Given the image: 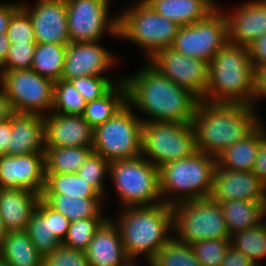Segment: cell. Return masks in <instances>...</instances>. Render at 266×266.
<instances>
[{
  "mask_svg": "<svg viewBox=\"0 0 266 266\" xmlns=\"http://www.w3.org/2000/svg\"><path fill=\"white\" fill-rule=\"evenodd\" d=\"M42 194H63L72 198H102L103 195L90 182L77 173H45Z\"/></svg>",
  "mask_w": 266,
  "mask_h": 266,
  "instance_id": "cell-31",
  "label": "cell"
},
{
  "mask_svg": "<svg viewBox=\"0 0 266 266\" xmlns=\"http://www.w3.org/2000/svg\"><path fill=\"white\" fill-rule=\"evenodd\" d=\"M142 156L152 164H164L190 157L196 150L192 123L142 121Z\"/></svg>",
  "mask_w": 266,
  "mask_h": 266,
  "instance_id": "cell-10",
  "label": "cell"
},
{
  "mask_svg": "<svg viewBox=\"0 0 266 266\" xmlns=\"http://www.w3.org/2000/svg\"><path fill=\"white\" fill-rule=\"evenodd\" d=\"M45 153L0 155V188L27 189L42 194Z\"/></svg>",
  "mask_w": 266,
  "mask_h": 266,
  "instance_id": "cell-15",
  "label": "cell"
},
{
  "mask_svg": "<svg viewBox=\"0 0 266 266\" xmlns=\"http://www.w3.org/2000/svg\"><path fill=\"white\" fill-rule=\"evenodd\" d=\"M266 96V65L254 69V94L253 98Z\"/></svg>",
  "mask_w": 266,
  "mask_h": 266,
  "instance_id": "cell-49",
  "label": "cell"
},
{
  "mask_svg": "<svg viewBox=\"0 0 266 266\" xmlns=\"http://www.w3.org/2000/svg\"><path fill=\"white\" fill-rule=\"evenodd\" d=\"M0 266H8L6 263L0 261Z\"/></svg>",
  "mask_w": 266,
  "mask_h": 266,
  "instance_id": "cell-55",
  "label": "cell"
},
{
  "mask_svg": "<svg viewBox=\"0 0 266 266\" xmlns=\"http://www.w3.org/2000/svg\"><path fill=\"white\" fill-rule=\"evenodd\" d=\"M33 8L21 4L28 13L37 43L69 45L66 0H38Z\"/></svg>",
  "mask_w": 266,
  "mask_h": 266,
  "instance_id": "cell-16",
  "label": "cell"
},
{
  "mask_svg": "<svg viewBox=\"0 0 266 266\" xmlns=\"http://www.w3.org/2000/svg\"><path fill=\"white\" fill-rule=\"evenodd\" d=\"M141 72L123 78L127 103L152 119L142 121L192 123L199 99L162 75L150 63Z\"/></svg>",
  "mask_w": 266,
  "mask_h": 266,
  "instance_id": "cell-1",
  "label": "cell"
},
{
  "mask_svg": "<svg viewBox=\"0 0 266 266\" xmlns=\"http://www.w3.org/2000/svg\"><path fill=\"white\" fill-rule=\"evenodd\" d=\"M109 174L124 208L153 206L163 202L159 199V168L144 156L111 162Z\"/></svg>",
  "mask_w": 266,
  "mask_h": 266,
  "instance_id": "cell-8",
  "label": "cell"
},
{
  "mask_svg": "<svg viewBox=\"0 0 266 266\" xmlns=\"http://www.w3.org/2000/svg\"><path fill=\"white\" fill-rule=\"evenodd\" d=\"M12 131V117L0 122V155H8V146Z\"/></svg>",
  "mask_w": 266,
  "mask_h": 266,
  "instance_id": "cell-50",
  "label": "cell"
},
{
  "mask_svg": "<svg viewBox=\"0 0 266 266\" xmlns=\"http://www.w3.org/2000/svg\"><path fill=\"white\" fill-rule=\"evenodd\" d=\"M220 266H256L243 252L235 249L231 245L227 249Z\"/></svg>",
  "mask_w": 266,
  "mask_h": 266,
  "instance_id": "cell-46",
  "label": "cell"
},
{
  "mask_svg": "<svg viewBox=\"0 0 266 266\" xmlns=\"http://www.w3.org/2000/svg\"><path fill=\"white\" fill-rule=\"evenodd\" d=\"M110 162L101 155L92 152L77 171L78 176L90 182L101 194L104 192L103 178L109 172ZM103 185V186H102Z\"/></svg>",
  "mask_w": 266,
  "mask_h": 266,
  "instance_id": "cell-39",
  "label": "cell"
},
{
  "mask_svg": "<svg viewBox=\"0 0 266 266\" xmlns=\"http://www.w3.org/2000/svg\"><path fill=\"white\" fill-rule=\"evenodd\" d=\"M21 7V4L0 3V35L7 33L12 15Z\"/></svg>",
  "mask_w": 266,
  "mask_h": 266,
  "instance_id": "cell-48",
  "label": "cell"
},
{
  "mask_svg": "<svg viewBox=\"0 0 266 266\" xmlns=\"http://www.w3.org/2000/svg\"><path fill=\"white\" fill-rule=\"evenodd\" d=\"M112 54L98 42L70 43L65 56L62 80L82 76H102L113 64Z\"/></svg>",
  "mask_w": 266,
  "mask_h": 266,
  "instance_id": "cell-18",
  "label": "cell"
},
{
  "mask_svg": "<svg viewBox=\"0 0 266 266\" xmlns=\"http://www.w3.org/2000/svg\"><path fill=\"white\" fill-rule=\"evenodd\" d=\"M51 113L44 116L46 147L93 146L94 129L82 115Z\"/></svg>",
  "mask_w": 266,
  "mask_h": 266,
  "instance_id": "cell-19",
  "label": "cell"
},
{
  "mask_svg": "<svg viewBox=\"0 0 266 266\" xmlns=\"http://www.w3.org/2000/svg\"><path fill=\"white\" fill-rule=\"evenodd\" d=\"M225 16L231 44L248 47L266 33V0L250 1Z\"/></svg>",
  "mask_w": 266,
  "mask_h": 266,
  "instance_id": "cell-20",
  "label": "cell"
},
{
  "mask_svg": "<svg viewBox=\"0 0 266 266\" xmlns=\"http://www.w3.org/2000/svg\"><path fill=\"white\" fill-rule=\"evenodd\" d=\"M37 43L11 44L3 70L31 69Z\"/></svg>",
  "mask_w": 266,
  "mask_h": 266,
  "instance_id": "cell-43",
  "label": "cell"
},
{
  "mask_svg": "<svg viewBox=\"0 0 266 266\" xmlns=\"http://www.w3.org/2000/svg\"><path fill=\"white\" fill-rule=\"evenodd\" d=\"M230 239H205L191 244L194 256L202 266H220Z\"/></svg>",
  "mask_w": 266,
  "mask_h": 266,
  "instance_id": "cell-38",
  "label": "cell"
},
{
  "mask_svg": "<svg viewBox=\"0 0 266 266\" xmlns=\"http://www.w3.org/2000/svg\"><path fill=\"white\" fill-rule=\"evenodd\" d=\"M107 218H85L70 222V226L62 245L85 251L93 236Z\"/></svg>",
  "mask_w": 266,
  "mask_h": 266,
  "instance_id": "cell-37",
  "label": "cell"
},
{
  "mask_svg": "<svg viewBox=\"0 0 266 266\" xmlns=\"http://www.w3.org/2000/svg\"><path fill=\"white\" fill-rule=\"evenodd\" d=\"M180 26L155 12L144 0L118 16V37L141 46L150 59L157 51L171 48Z\"/></svg>",
  "mask_w": 266,
  "mask_h": 266,
  "instance_id": "cell-7",
  "label": "cell"
},
{
  "mask_svg": "<svg viewBox=\"0 0 266 266\" xmlns=\"http://www.w3.org/2000/svg\"><path fill=\"white\" fill-rule=\"evenodd\" d=\"M116 86L101 98L87 102L82 116L93 129L112 118L127 104V89L123 79Z\"/></svg>",
  "mask_w": 266,
  "mask_h": 266,
  "instance_id": "cell-29",
  "label": "cell"
},
{
  "mask_svg": "<svg viewBox=\"0 0 266 266\" xmlns=\"http://www.w3.org/2000/svg\"><path fill=\"white\" fill-rule=\"evenodd\" d=\"M132 260H133L132 258H129L127 263H126V266H134L135 263ZM147 261L149 262L150 266H157L156 262L152 258L147 259Z\"/></svg>",
  "mask_w": 266,
  "mask_h": 266,
  "instance_id": "cell-54",
  "label": "cell"
},
{
  "mask_svg": "<svg viewBox=\"0 0 266 266\" xmlns=\"http://www.w3.org/2000/svg\"><path fill=\"white\" fill-rule=\"evenodd\" d=\"M142 123L127 103L112 118L94 129L93 152L110 163L141 156Z\"/></svg>",
  "mask_w": 266,
  "mask_h": 266,
  "instance_id": "cell-9",
  "label": "cell"
},
{
  "mask_svg": "<svg viewBox=\"0 0 266 266\" xmlns=\"http://www.w3.org/2000/svg\"><path fill=\"white\" fill-rule=\"evenodd\" d=\"M230 245L243 252L256 266H259V260L266 258V223L262 222L254 228L232 234Z\"/></svg>",
  "mask_w": 266,
  "mask_h": 266,
  "instance_id": "cell-34",
  "label": "cell"
},
{
  "mask_svg": "<svg viewBox=\"0 0 266 266\" xmlns=\"http://www.w3.org/2000/svg\"><path fill=\"white\" fill-rule=\"evenodd\" d=\"M7 233H8V230L6 229V227L2 221V218L0 216V246H1L4 238L6 237Z\"/></svg>",
  "mask_w": 266,
  "mask_h": 266,
  "instance_id": "cell-53",
  "label": "cell"
},
{
  "mask_svg": "<svg viewBox=\"0 0 266 266\" xmlns=\"http://www.w3.org/2000/svg\"><path fill=\"white\" fill-rule=\"evenodd\" d=\"M261 126L259 124L245 138L224 149L216 157L217 167L234 171H253L260 142L266 136Z\"/></svg>",
  "mask_w": 266,
  "mask_h": 266,
  "instance_id": "cell-25",
  "label": "cell"
},
{
  "mask_svg": "<svg viewBox=\"0 0 266 266\" xmlns=\"http://www.w3.org/2000/svg\"><path fill=\"white\" fill-rule=\"evenodd\" d=\"M227 43V19L217 7L205 19L180 26L171 48L180 54L210 63Z\"/></svg>",
  "mask_w": 266,
  "mask_h": 266,
  "instance_id": "cell-12",
  "label": "cell"
},
{
  "mask_svg": "<svg viewBox=\"0 0 266 266\" xmlns=\"http://www.w3.org/2000/svg\"><path fill=\"white\" fill-rule=\"evenodd\" d=\"M155 12L179 26L205 19L217 6L214 0H144Z\"/></svg>",
  "mask_w": 266,
  "mask_h": 266,
  "instance_id": "cell-24",
  "label": "cell"
},
{
  "mask_svg": "<svg viewBox=\"0 0 266 266\" xmlns=\"http://www.w3.org/2000/svg\"><path fill=\"white\" fill-rule=\"evenodd\" d=\"M70 82L86 102L101 98L114 86V83L103 76H82L71 79Z\"/></svg>",
  "mask_w": 266,
  "mask_h": 266,
  "instance_id": "cell-41",
  "label": "cell"
},
{
  "mask_svg": "<svg viewBox=\"0 0 266 266\" xmlns=\"http://www.w3.org/2000/svg\"><path fill=\"white\" fill-rule=\"evenodd\" d=\"M71 43L99 42L106 31L118 37V15L109 17V0H66ZM111 19V20H110Z\"/></svg>",
  "mask_w": 266,
  "mask_h": 266,
  "instance_id": "cell-13",
  "label": "cell"
},
{
  "mask_svg": "<svg viewBox=\"0 0 266 266\" xmlns=\"http://www.w3.org/2000/svg\"><path fill=\"white\" fill-rule=\"evenodd\" d=\"M0 88V122H2L10 119L15 112L4 87L1 85Z\"/></svg>",
  "mask_w": 266,
  "mask_h": 266,
  "instance_id": "cell-51",
  "label": "cell"
},
{
  "mask_svg": "<svg viewBox=\"0 0 266 266\" xmlns=\"http://www.w3.org/2000/svg\"><path fill=\"white\" fill-rule=\"evenodd\" d=\"M26 232L37 251L44 257L56 250L62 243L51 233L50 207L40 199L31 216Z\"/></svg>",
  "mask_w": 266,
  "mask_h": 266,
  "instance_id": "cell-30",
  "label": "cell"
},
{
  "mask_svg": "<svg viewBox=\"0 0 266 266\" xmlns=\"http://www.w3.org/2000/svg\"><path fill=\"white\" fill-rule=\"evenodd\" d=\"M87 102L70 81L54 83V104L52 112L65 115H82Z\"/></svg>",
  "mask_w": 266,
  "mask_h": 266,
  "instance_id": "cell-35",
  "label": "cell"
},
{
  "mask_svg": "<svg viewBox=\"0 0 266 266\" xmlns=\"http://www.w3.org/2000/svg\"><path fill=\"white\" fill-rule=\"evenodd\" d=\"M92 147H46L45 173H77Z\"/></svg>",
  "mask_w": 266,
  "mask_h": 266,
  "instance_id": "cell-33",
  "label": "cell"
},
{
  "mask_svg": "<svg viewBox=\"0 0 266 266\" xmlns=\"http://www.w3.org/2000/svg\"><path fill=\"white\" fill-rule=\"evenodd\" d=\"M70 226V221L63 214L56 212L50 207V227L51 233L57 237V239L62 243L65 239L68 229Z\"/></svg>",
  "mask_w": 266,
  "mask_h": 266,
  "instance_id": "cell-44",
  "label": "cell"
},
{
  "mask_svg": "<svg viewBox=\"0 0 266 266\" xmlns=\"http://www.w3.org/2000/svg\"><path fill=\"white\" fill-rule=\"evenodd\" d=\"M85 254L89 266H126L129 259L124 250L120 231L110 218L93 236Z\"/></svg>",
  "mask_w": 266,
  "mask_h": 266,
  "instance_id": "cell-22",
  "label": "cell"
},
{
  "mask_svg": "<svg viewBox=\"0 0 266 266\" xmlns=\"http://www.w3.org/2000/svg\"><path fill=\"white\" fill-rule=\"evenodd\" d=\"M255 107L199 101L192 125L196 150L217 157L224 149L249 135L260 123Z\"/></svg>",
  "mask_w": 266,
  "mask_h": 266,
  "instance_id": "cell-2",
  "label": "cell"
},
{
  "mask_svg": "<svg viewBox=\"0 0 266 266\" xmlns=\"http://www.w3.org/2000/svg\"><path fill=\"white\" fill-rule=\"evenodd\" d=\"M7 36L11 44L37 43L32 21L22 7L12 15Z\"/></svg>",
  "mask_w": 266,
  "mask_h": 266,
  "instance_id": "cell-40",
  "label": "cell"
},
{
  "mask_svg": "<svg viewBox=\"0 0 266 266\" xmlns=\"http://www.w3.org/2000/svg\"><path fill=\"white\" fill-rule=\"evenodd\" d=\"M0 85L4 87L16 113L45 116L53 109L54 82L32 69L2 70Z\"/></svg>",
  "mask_w": 266,
  "mask_h": 266,
  "instance_id": "cell-11",
  "label": "cell"
},
{
  "mask_svg": "<svg viewBox=\"0 0 266 266\" xmlns=\"http://www.w3.org/2000/svg\"><path fill=\"white\" fill-rule=\"evenodd\" d=\"M157 266H202L196 259L190 244L172 238L152 258Z\"/></svg>",
  "mask_w": 266,
  "mask_h": 266,
  "instance_id": "cell-36",
  "label": "cell"
},
{
  "mask_svg": "<svg viewBox=\"0 0 266 266\" xmlns=\"http://www.w3.org/2000/svg\"><path fill=\"white\" fill-rule=\"evenodd\" d=\"M219 204L230 235L258 226L266 215V203L229 200Z\"/></svg>",
  "mask_w": 266,
  "mask_h": 266,
  "instance_id": "cell-27",
  "label": "cell"
},
{
  "mask_svg": "<svg viewBox=\"0 0 266 266\" xmlns=\"http://www.w3.org/2000/svg\"><path fill=\"white\" fill-rule=\"evenodd\" d=\"M210 198L215 202L247 200L266 203V185L252 171L215 167Z\"/></svg>",
  "mask_w": 266,
  "mask_h": 266,
  "instance_id": "cell-17",
  "label": "cell"
},
{
  "mask_svg": "<svg viewBox=\"0 0 266 266\" xmlns=\"http://www.w3.org/2000/svg\"><path fill=\"white\" fill-rule=\"evenodd\" d=\"M68 45L37 43L31 69L54 83L61 79Z\"/></svg>",
  "mask_w": 266,
  "mask_h": 266,
  "instance_id": "cell-32",
  "label": "cell"
},
{
  "mask_svg": "<svg viewBox=\"0 0 266 266\" xmlns=\"http://www.w3.org/2000/svg\"><path fill=\"white\" fill-rule=\"evenodd\" d=\"M253 94L254 68L249 49L228 42L209 63V84L201 101L255 106Z\"/></svg>",
  "mask_w": 266,
  "mask_h": 266,
  "instance_id": "cell-3",
  "label": "cell"
},
{
  "mask_svg": "<svg viewBox=\"0 0 266 266\" xmlns=\"http://www.w3.org/2000/svg\"><path fill=\"white\" fill-rule=\"evenodd\" d=\"M148 61L172 82L188 89L200 101L203 99L209 84L208 62L180 54L172 48L157 51Z\"/></svg>",
  "mask_w": 266,
  "mask_h": 266,
  "instance_id": "cell-14",
  "label": "cell"
},
{
  "mask_svg": "<svg viewBox=\"0 0 266 266\" xmlns=\"http://www.w3.org/2000/svg\"><path fill=\"white\" fill-rule=\"evenodd\" d=\"M43 266H89L85 251L60 245L44 256Z\"/></svg>",
  "mask_w": 266,
  "mask_h": 266,
  "instance_id": "cell-42",
  "label": "cell"
},
{
  "mask_svg": "<svg viewBox=\"0 0 266 266\" xmlns=\"http://www.w3.org/2000/svg\"><path fill=\"white\" fill-rule=\"evenodd\" d=\"M216 157L196 151L190 157L171 161L159 168L160 195L179 193L181 197H164L163 203L173 206L179 202L209 198L213 187ZM169 198V200H168Z\"/></svg>",
  "mask_w": 266,
  "mask_h": 266,
  "instance_id": "cell-5",
  "label": "cell"
},
{
  "mask_svg": "<svg viewBox=\"0 0 266 266\" xmlns=\"http://www.w3.org/2000/svg\"><path fill=\"white\" fill-rule=\"evenodd\" d=\"M172 230L178 242L193 244L205 239H230L219 202L210 197L179 202L172 206Z\"/></svg>",
  "mask_w": 266,
  "mask_h": 266,
  "instance_id": "cell-6",
  "label": "cell"
},
{
  "mask_svg": "<svg viewBox=\"0 0 266 266\" xmlns=\"http://www.w3.org/2000/svg\"><path fill=\"white\" fill-rule=\"evenodd\" d=\"M0 261L8 266H43L44 257L37 251L26 231L8 232L0 246Z\"/></svg>",
  "mask_w": 266,
  "mask_h": 266,
  "instance_id": "cell-26",
  "label": "cell"
},
{
  "mask_svg": "<svg viewBox=\"0 0 266 266\" xmlns=\"http://www.w3.org/2000/svg\"><path fill=\"white\" fill-rule=\"evenodd\" d=\"M126 209V210H125ZM117 224L128 258L138 255L153 258L172 237V206L159 203L153 206L127 207Z\"/></svg>",
  "mask_w": 266,
  "mask_h": 266,
  "instance_id": "cell-4",
  "label": "cell"
},
{
  "mask_svg": "<svg viewBox=\"0 0 266 266\" xmlns=\"http://www.w3.org/2000/svg\"><path fill=\"white\" fill-rule=\"evenodd\" d=\"M45 145L44 116L15 112L12 115V131L8 146V155L17 156L30 153H45Z\"/></svg>",
  "mask_w": 266,
  "mask_h": 266,
  "instance_id": "cell-21",
  "label": "cell"
},
{
  "mask_svg": "<svg viewBox=\"0 0 266 266\" xmlns=\"http://www.w3.org/2000/svg\"><path fill=\"white\" fill-rule=\"evenodd\" d=\"M252 172L266 185V136L260 142Z\"/></svg>",
  "mask_w": 266,
  "mask_h": 266,
  "instance_id": "cell-47",
  "label": "cell"
},
{
  "mask_svg": "<svg viewBox=\"0 0 266 266\" xmlns=\"http://www.w3.org/2000/svg\"><path fill=\"white\" fill-rule=\"evenodd\" d=\"M41 199L70 222L85 218H106L101 212L102 198H72L63 194H41Z\"/></svg>",
  "mask_w": 266,
  "mask_h": 266,
  "instance_id": "cell-28",
  "label": "cell"
},
{
  "mask_svg": "<svg viewBox=\"0 0 266 266\" xmlns=\"http://www.w3.org/2000/svg\"><path fill=\"white\" fill-rule=\"evenodd\" d=\"M248 49L254 69L266 65V33L248 46Z\"/></svg>",
  "mask_w": 266,
  "mask_h": 266,
  "instance_id": "cell-45",
  "label": "cell"
},
{
  "mask_svg": "<svg viewBox=\"0 0 266 266\" xmlns=\"http://www.w3.org/2000/svg\"><path fill=\"white\" fill-rule=\"evenodd\" d=\"M40 199L27 189L0 188V216L8 232L26 231Z\"/></svg>",
  "mask_w": 266,
  "mask_h": 266,
  "instance_id": "cell-23",
  "label": "cell"
},
{
  "mask_svg": "<svg viewBox=\"0 0 266 266\" xmlns=\"http://www.w3.org/2000/svg\"><path fill=\"white\" fill-rule=\"evenodd\" d=\"M10 45L11 43L8 39L7 33L0 35V72L4 69Z\"/></svg>",
  "mask_w": 266,
  "mask_h": 266,
  "instance_id": "cell-52",
  "label": "cell"
}]
</instances>
